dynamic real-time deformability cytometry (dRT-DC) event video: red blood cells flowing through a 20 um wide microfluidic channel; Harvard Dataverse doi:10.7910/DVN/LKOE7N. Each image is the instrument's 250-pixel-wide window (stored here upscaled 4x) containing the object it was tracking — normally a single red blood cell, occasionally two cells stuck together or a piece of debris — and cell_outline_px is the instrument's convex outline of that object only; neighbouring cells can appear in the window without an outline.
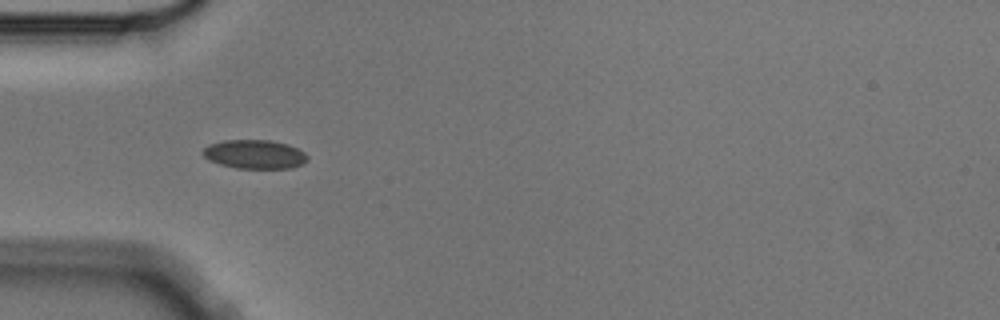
{"species": "Egyptian fruit bat (a non-hibernating species)", "species_latin": "Rousettus aegyptiacus", "temperature_condition": "cold", "stored_images_in_passage": 5, "segment_of_instrument_passage": [2, 2], "camera_frame_rate_fps": 3000, "um_per_image_px": 0.085, "animal": {"sex": "male"}, "frame": {"image": 1, "passage_image": 5, "time_ms": 1.333, "image_size_px": [1000, 320], "cell_outline_px": [[308, 160], [304, 164], [292, 168], [236, 168], [220, 164], [208, 160], [200, 152], [208, 144], [224, 140], [268, 140], [288, 144], [304, 152], [308, 156]], "centroid_in_image_um": [21.64, 13.11], "position_along_channel_um": 63.4, "area_um2": 17.74}}